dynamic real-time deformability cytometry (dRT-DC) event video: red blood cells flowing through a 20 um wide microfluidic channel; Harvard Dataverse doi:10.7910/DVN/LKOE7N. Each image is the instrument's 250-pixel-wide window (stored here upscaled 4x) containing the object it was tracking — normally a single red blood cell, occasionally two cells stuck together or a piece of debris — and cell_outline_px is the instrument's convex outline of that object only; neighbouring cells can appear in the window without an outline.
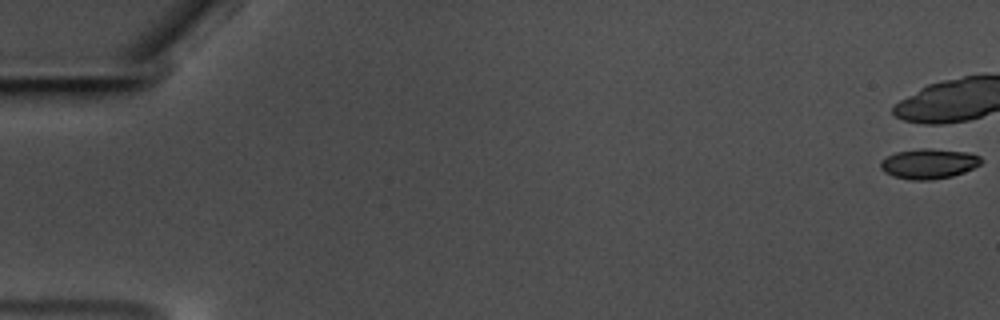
{"species": "common noctule bat (a hibernating species)", "species_latin": "Nyctalus noctula", "temperature_condition": "warm", "stored_images_in_passage": 6, "camera_frame_rate_fps": 3000, "um_per_image_px": 0.085, "animal": {"sex": "male", "body_mass_g": 17.5, "forearm_length_mm": 52.3}, "frame": {"image": 1, "passage_image": 1, "time_ms": 0.0, "image_size_px": [1000, 320], "cell_outline_px": [[984, 160], [980, 164], [964, 172], [952, 176], [928, 180], [912, 180], [896, 176], [884, 172], [880, 168], [880, 160], [896, 152], [920, 148], [932, 148], [972, 152], [980, 156]], "centroid_in_image_um": [78.98, 13.89], "position_along_channel_um": 6.0, "area_um2": 17.74}}